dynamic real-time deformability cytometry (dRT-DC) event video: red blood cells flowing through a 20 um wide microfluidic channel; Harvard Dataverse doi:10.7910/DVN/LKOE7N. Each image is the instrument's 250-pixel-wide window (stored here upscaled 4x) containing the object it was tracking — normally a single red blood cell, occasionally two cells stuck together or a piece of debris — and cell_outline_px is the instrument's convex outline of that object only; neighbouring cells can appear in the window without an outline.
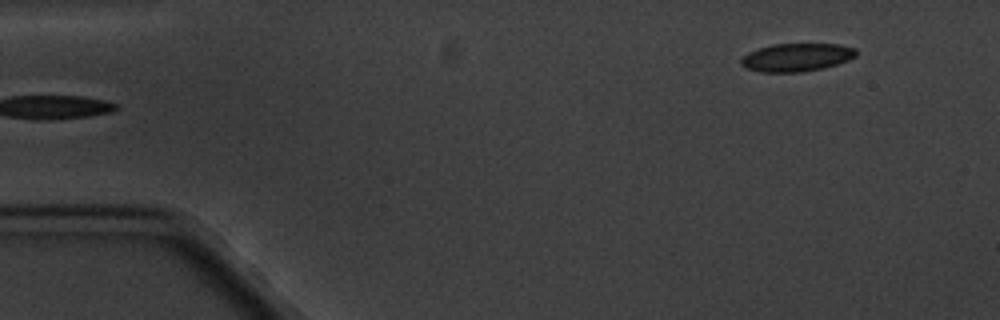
{"species": "common noctule bat (a hibernating species)", "species_latin": "Nyctalus noctula", "temperature_condition": "cold", "stored_images_in_passage": 5, "segment_of_instrument_passage": [2, 2], "camera_frame_rate_fps": 3000, "um_per_image_px": 0.085, "animal": {"sex": "male", "body_mass_g": 20.1, "forearm_length_mm": 53.5}, "frame": {"image": 1, "passage_image": 5, "time_ms": 4.667, "image_size_px": [1000, 320], "cell_outline_px": [[856, 56], [848, 60], [836, 64], [804, 72], [760, 72], [748, 68], [740, 64], [740, 60], [748, 52], [772, 44], [840, 44], [856, 48]], "centroid_in_image_um": [67.71, 4.87], "position_along_channel_um": 17.3, "area_um2": 18.73}}